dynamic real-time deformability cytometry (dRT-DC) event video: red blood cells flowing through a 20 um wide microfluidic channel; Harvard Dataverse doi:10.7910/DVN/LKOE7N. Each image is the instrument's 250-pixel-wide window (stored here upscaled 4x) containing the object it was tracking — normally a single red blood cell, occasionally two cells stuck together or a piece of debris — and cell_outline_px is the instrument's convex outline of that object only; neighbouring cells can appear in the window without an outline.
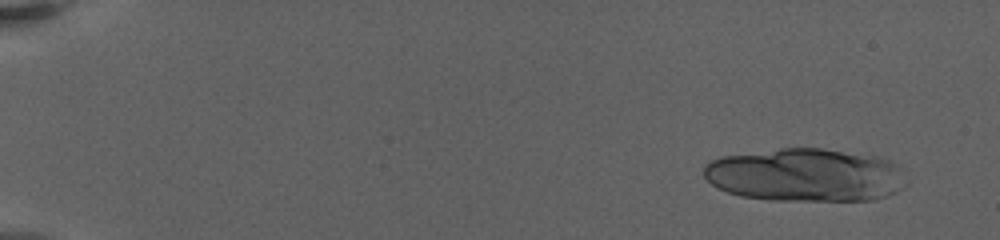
{"species": "human", "species_latin": "Homo sapiens", "temperature_condition": "warm", "stored_images_in_passage": 25, "camera_frame_rate_fps": 3000, "um_per_image_px": 0.085, "donor": {"sex": "female"}, "frame": {"image": 1, "passage_image": 3, "time_ms": 1.333, "image_size_px": [1000, 240], "cell_outline_px": [[908, 184], [896, 192], [888, 196], [872, 200], [776, 200], [740, 196], [728, 192], [712, 184], [704, 176], [704, 164], [720, 156], [780, 148], [820, 148], [880, 156], [900, 164], [908, 180]], "centroid_in_image_um": [68.54, 14.87], "position_along_channel_um": 16.5, "area_um2": 63.46}}
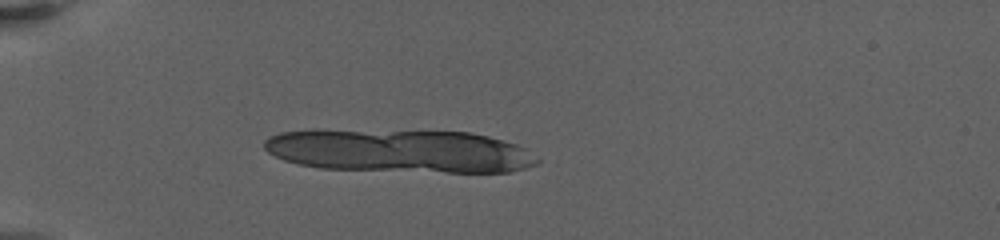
{"frame": {"image": 2, "passage_image": 21, "time_ms": 6.333, "image_size_px": [1000, 240], "cell_outline_px": [[540, 160], [536, 164], [512, 172], [448, 172], [320, 168], [300, 164], [284, 160], [268, 152], [264, 148], [264, 140], [268, 136], [280, 132], [472, 132], [488, 136], [516, 144], [524, 148]], "centroid_in_image_um": [34.05, 12.87], "position_along_channel_um": 50.9, "area_um2": 66.87}}